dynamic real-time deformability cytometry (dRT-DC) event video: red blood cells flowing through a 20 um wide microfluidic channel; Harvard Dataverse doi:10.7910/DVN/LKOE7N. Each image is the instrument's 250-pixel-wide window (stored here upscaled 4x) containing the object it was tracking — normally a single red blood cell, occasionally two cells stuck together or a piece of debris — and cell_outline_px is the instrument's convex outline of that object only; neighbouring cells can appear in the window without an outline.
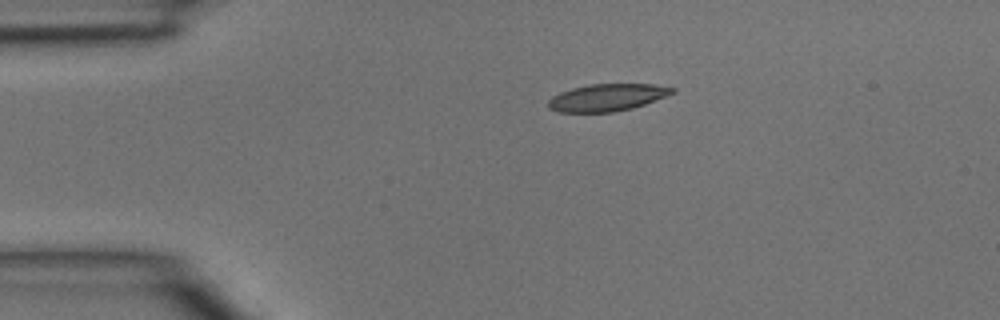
{"species": "common noctule bat (a hibernating species)", "species_latin": "Nyctalus noctula", "temperature_condition": "room temperature", "stored_images_in_passage": 3, "camera_frame_rate_fps": 3000, "um_per_image_px": 0.085, "animal": {"sex": "male", "body_mass_g": 15.6}, "frame": {"image": 1, "passage_image": 2, "time_ms": 0.333, "image_size_px": [1000, 320], "cell_outline_px": [[676, 92], [644, 104], [632, 108], [616, 112], [560, 112], [548, 108], [548, 100], [552, 96], [560, 92], [572, 88], [588, 84], [652, 84], [676, 88]], "centroid_in_image_um": [51.59, 8.28], "position_along_channel_um": 33.4, "area_um2": 19.65}}